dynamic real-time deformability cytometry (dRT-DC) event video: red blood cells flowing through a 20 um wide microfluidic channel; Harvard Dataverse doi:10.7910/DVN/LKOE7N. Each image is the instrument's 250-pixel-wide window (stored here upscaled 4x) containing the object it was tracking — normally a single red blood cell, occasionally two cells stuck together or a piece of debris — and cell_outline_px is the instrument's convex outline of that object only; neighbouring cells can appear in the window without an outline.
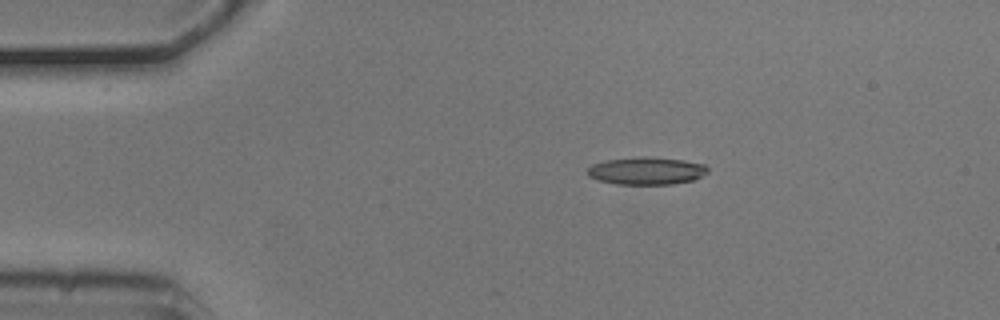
{"species": "common noctule bat (a hibernating species)", "species_latin": "Nyctalus noctula", "temperature_condition": "cold", "stored_images_in_passage": 7, "camera_frame_rate_fps": 3000, "um_per_image_px": 0.085, "animal": {"sex": "male", "body_mass_g": 20.5, "forearm_length_mm": 52.5}, "frame": {"image": 1, "passage_image": 2, "time_ms": 0.333, "image_size_px": [1000, 320], "cell_outline_px": [[708, 172], [696, 180], [672, 184], [616, 184], [600, 180], [588, 176], [588, 168], [592, 164], [604, 160], [636, 156], [644, 156], [684, 160], [704, 164], [708, 168]], "centroid_in_image_um": [54.97, 14.51], "position_along_channel_um": 30.0, "area_um2": 19.48}}
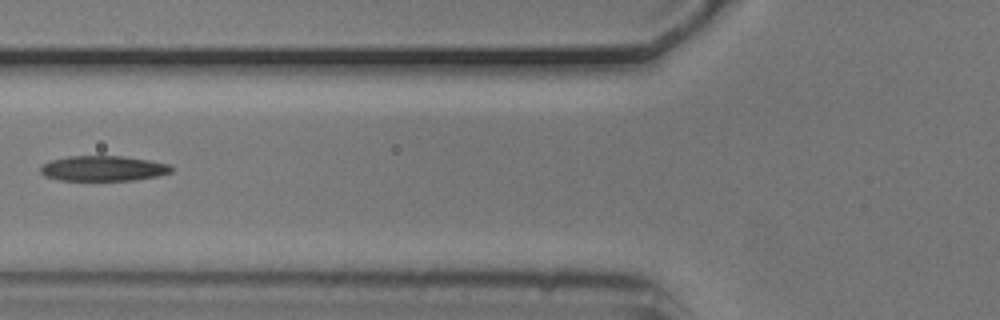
{"frame": {"image": 2, "passage_image": 5, "time_ms": 1.333, "image_size_px": [1000, 320], "cell_outline_px": [[172, 172], [156, 176], [136, 180], [60, 180], [44, 176], [40, 172], [40, 164], [52, 160], [68, 156], [124, 156], [148, 160], [168, 164], [172, 168]], "centroid_in_image_um": [8.73, 14.31], "position_along_channel_um": 117.1, "area_um2": 19.25}}
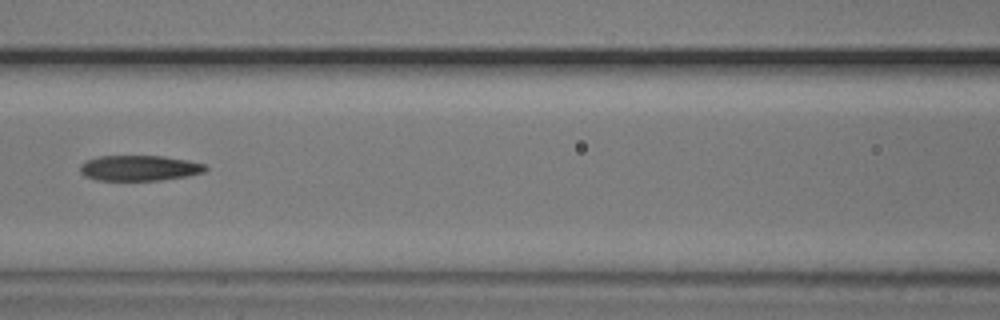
{"frame": {"image": 3, "passage_image": 6, "time_ms": 1.667, "image_size_px": [1000, 320], "cell_outline_px": [[208, 168], [204, 172], [184, 176], [160, 180], [96, 180], [84, 176], [80, 172], [80, 164], [84, 160], [100, 156], [164, 156], [188, 160], [204, 164]], "centroid_in_image_um": [11.8, 14.28], "position_along_channel_um": 154.8, "area_um2": 18.61}}